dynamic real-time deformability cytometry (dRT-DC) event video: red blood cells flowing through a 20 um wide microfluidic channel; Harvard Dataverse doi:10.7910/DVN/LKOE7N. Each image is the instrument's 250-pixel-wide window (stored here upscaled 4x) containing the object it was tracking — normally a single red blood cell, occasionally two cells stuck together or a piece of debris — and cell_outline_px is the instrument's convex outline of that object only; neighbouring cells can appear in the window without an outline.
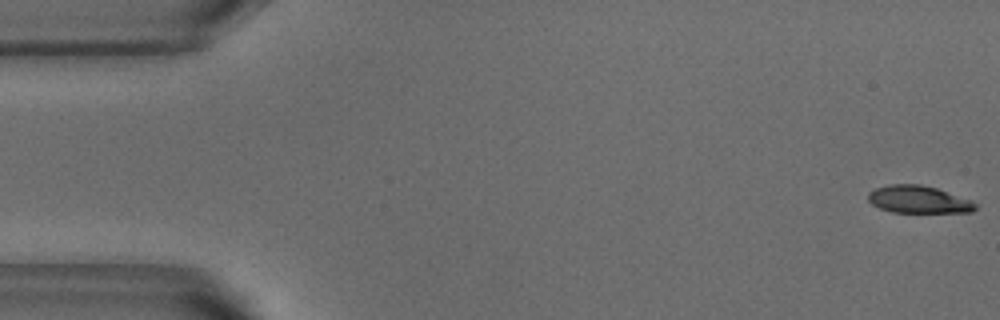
{"species": "common noctule bat (a hibernating species)", "species_latin": "Nyctalus noctula", "temperature_condition": "warm", "stored_images_in_passage": 52, "camera_frame_rate_fps": 3000, "um_per_image_px": 0.085, "animal": {"sex": "male", "body_mass_g": 18.8}, "frame": {"image": 1, "passage_image": 1, "time_ms": 0.0, "image_size_px": [1000, 320], "cell_outline_px": [[976, 208], [972, 212], [892, 212], [880, 208], [872, 204], [868, 200], [868, 192], [876, 188], [892, 184], [920, 184], [936, 188], [972, 200], [976, 204]], "centroid_in_image_um": [78.07, 16.95], "position_along_channel_um": 6.9, "area_um2": 17.05}}
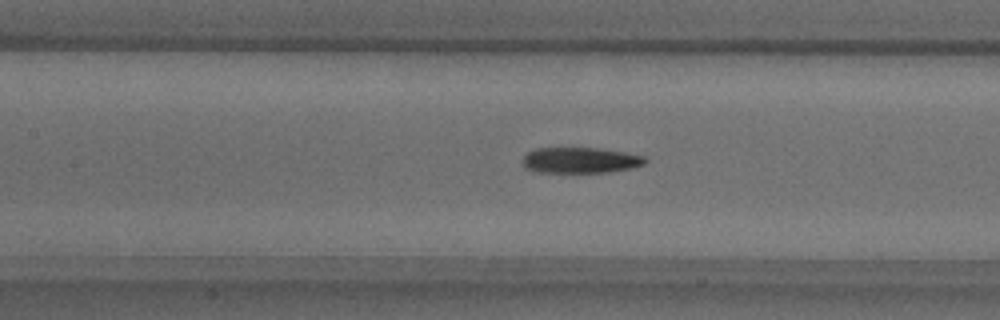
{"frame": {"image": 2, "passage_image": 23, "time_ms": 7.333, "image_size_px": [1000, 320], "cell_outline_px": [[648, 160], [644, 164], [632, 168], [612, 172], [532, 172], [524, 168], [524, 156], [528, 152], [536, 148], [600, 148], [624, 152], [644, 156]], "centroid_in_image_um": [49.34, 13.62], "position_along_channel_um": 158.1, "area_um2": 18.5}}
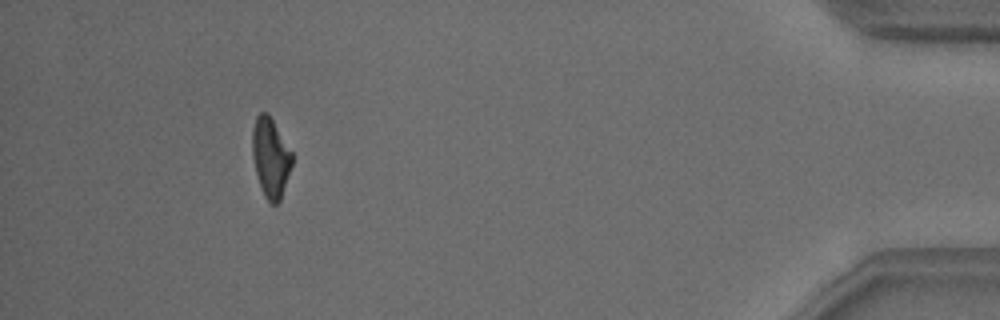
{"frame": {"image": 3, "passage_image": 48, "time_ms": 15.667, "image_size_px": [1000, 320], "cell_outline_px": [[292, 164], [280, 200], [276, 204], [272, 204], [264, 196], [256, 172], [252, 156], [252, 128], [256, 116], [260, 112], [268, 112], [292, 152]], "centroid_in_image_um": [22.99, 13.35], "position_along_channel_um": 412.2, "area_um2": 18.26}, "authors_computed_cell_mechanics": {"area_um2": 19.2474, "velocity_mm_per_s": 3.8337, "shape_relaxation_time_tau1_ms": 4.4671, "shape_relaxation_time_tau2_ms": 2.1322, "deformation_change_tau1": 0.1636, "deformation_change_tau2": 0.1045}}